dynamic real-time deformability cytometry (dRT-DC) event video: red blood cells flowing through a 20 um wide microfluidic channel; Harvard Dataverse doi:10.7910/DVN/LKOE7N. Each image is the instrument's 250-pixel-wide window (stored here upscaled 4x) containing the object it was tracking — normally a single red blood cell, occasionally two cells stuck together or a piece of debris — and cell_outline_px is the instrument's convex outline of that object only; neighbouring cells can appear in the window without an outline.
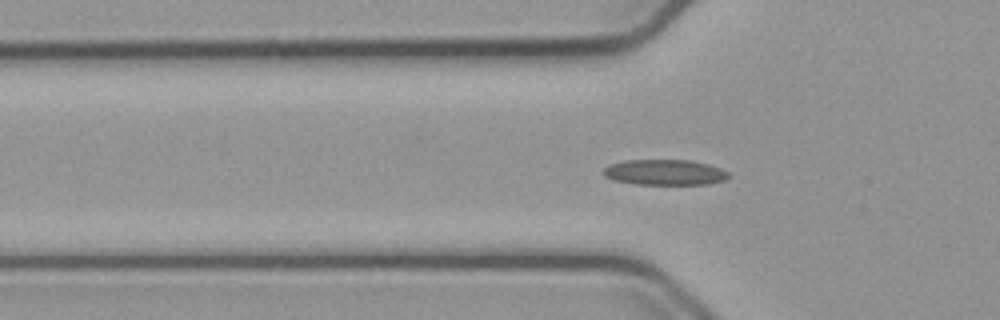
{"species": "common noctule bat (a hibernating species)", "species_latin": "Nyctalus noctula", "temperature_condition": "cold", "stored_images_in_passage": 42, "camera_frame_rate_fps": 3000, "um_per_image_px": 0.085, "animal": {"sex": "male", "body_mass_g": 23.1, "forearm_length_mm": 52.7}, "frame": {"image": 1, "passage_image": 4, "time_ms": 1.0, "image_size_px": [1000, 320], "cell_outline_px": [[728, 176], [724, 180], [708, 184], [636, 184], [612, 180], [604, 176], [600, 172], [604, 168], [612, 164], [624, 160], [692, 160], [708, 164], [720, 168], [728, 172]], "centroid_in_image_um": [56.46, 14.64], "position_along_channel_um": 69.3, "area_um2": 18.67}}
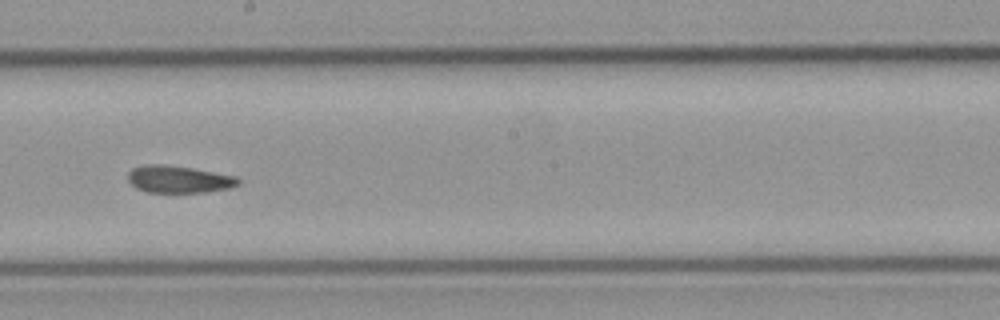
{"frame": {"image": 2, "passage_image": 17, "time_ms": 5.333, "image_size_px": [1000, 320], "cell_outline_px": [[240, 184], [228, 188], [208, 192], [148, 192], [136, 188], [128, 180], [128, 172], [132, 168], [148, 164], [160, 164], [192, 168], [236, 176], [240, 180]], "centroid_in_image_um": [15.19, 15.24], "position_along_channel_um": 233.0, "area_um2": 17.4}}
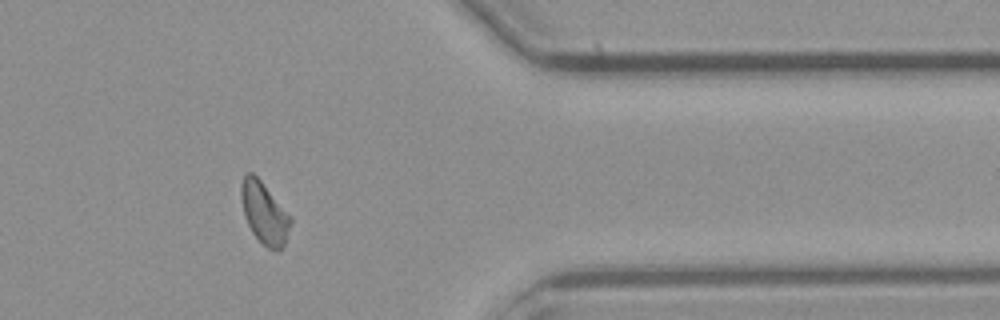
{"frame": {"image": 3, "passage_image": 31, "time_ms": 10.0, "image_size_px": [1000, 320], "cell_outline_px": [[292, 224], [284, 244], [280, 252], [276, 252], [268, 248], [252, 232], [244, 216], [240, 196], [240, 188], [244, 172], [252, 172], [260, 180], [292, 220]], "centroid_in_image_um": [22.44, 18.12], "position_along_channel_um": 389.0, "area_um2": 17.51}, "authors_computed_cell_mechanics": {"area_um2": 17.629, "velocity_mm_per_s": 3.7509, "shape_relaxation_time_tau1_ms": null, "shape_relaxation_time_tau2_ms": 3.965, "deformation_change_tau1": null, "deformation_change_tau2": 0.0881}}